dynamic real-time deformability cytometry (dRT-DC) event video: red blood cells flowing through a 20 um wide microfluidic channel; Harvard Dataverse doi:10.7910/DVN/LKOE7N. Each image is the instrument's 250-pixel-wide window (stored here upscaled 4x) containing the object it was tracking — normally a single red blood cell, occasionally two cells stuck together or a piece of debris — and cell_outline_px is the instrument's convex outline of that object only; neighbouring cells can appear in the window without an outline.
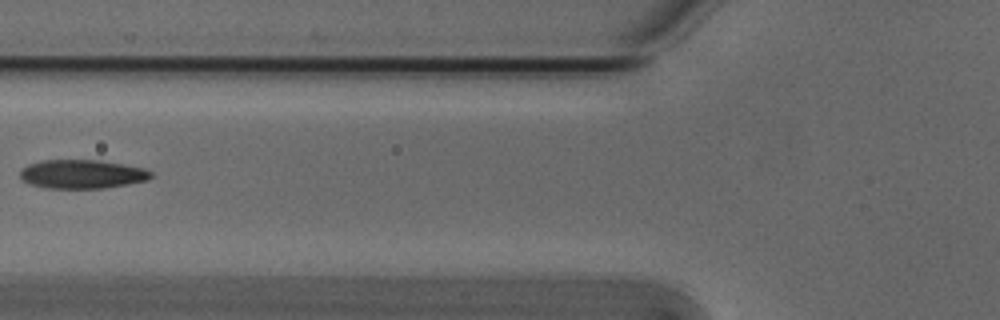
{"species": "Egyptian fruit bat (a non-hibernating species)", "species_latin": "Rousettus aegyptiacus", "temperature_condition": "cold", "stored_images_in_passage": 6, "camera_frame_rate_fps": 3000, "um_per_image_px": 0.085, "animal": {"sex": "male"}, "frame": {"image": 1, "passage_image": 6, "time_ms": 1.667, "image_size_px": [1000, 320], "cell_outline_px": [[152, 176], [148, 180], [128, 184], [104, 188], [44, 188], [32, 184], [24, 180], [20, 176], [20, 168], [28, 164], [40, 160], [100, 160], [144, 168], [152, 172]], "centroid_in_image_um": [6.97, 14.79], "position_along_channel_um": 118.8, "area_um2": 22.02}}